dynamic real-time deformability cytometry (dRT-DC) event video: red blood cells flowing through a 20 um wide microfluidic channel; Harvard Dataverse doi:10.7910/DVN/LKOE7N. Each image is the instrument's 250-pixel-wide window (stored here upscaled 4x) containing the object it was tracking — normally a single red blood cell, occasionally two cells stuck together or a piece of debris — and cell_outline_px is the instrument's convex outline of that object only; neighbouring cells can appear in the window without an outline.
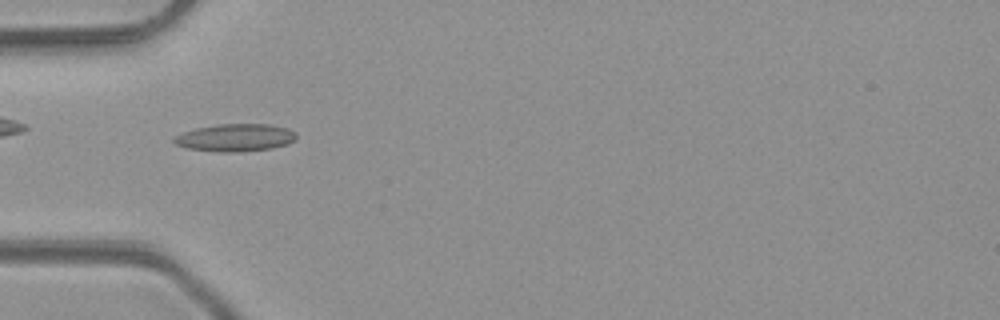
{"species": "common noctule bat (a hibernating species)", "species_latin": "Nyctalus noctula", "temperature_condition": "room temperature", "stored_images_in_passage": 3, "camera_frame_rate_fps": 3000, "um_per_image_px": 0.085, "animal": {"sex": "male", "body_mass_g": 23.1, "forearm_length_mm": 52.7}, "frame": {"image": 1, "passage_image": 3, "time_ms": 2.333, "image_size_px": [1000, 320], "cell_outline_px": [[296, 140], [288, 144], [272, 148], [240, 152], [220, 152], [188, 148], [176, 144], [172, 140], [172, 136], [196, 128], [220, 124], [268, 124], [288, 128], [296, 132]], "centroid_in_image_um": [20.02, 11.7], "position_along_channel_um": 65.0, "area_um2": 19.71}}